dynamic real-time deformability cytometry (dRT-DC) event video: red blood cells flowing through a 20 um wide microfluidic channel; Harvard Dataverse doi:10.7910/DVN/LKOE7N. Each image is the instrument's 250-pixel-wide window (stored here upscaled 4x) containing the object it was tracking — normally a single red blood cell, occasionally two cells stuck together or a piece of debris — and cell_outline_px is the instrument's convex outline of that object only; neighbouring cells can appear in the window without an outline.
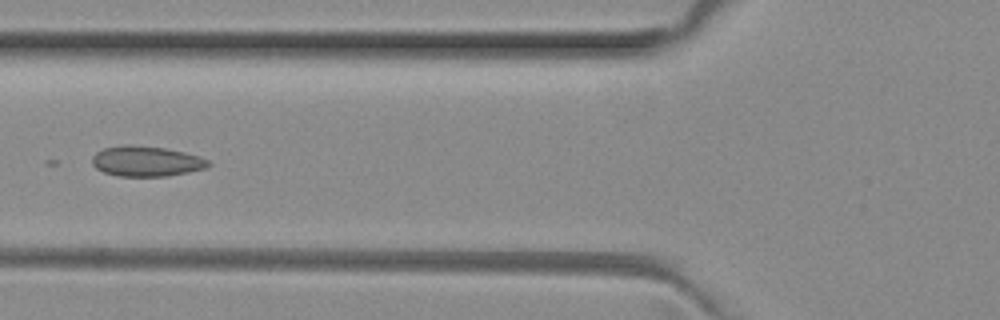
{"species": "common noctule bat (a hibernating species)", "species_latin": "Nyctalus noctula", "temperature_condition": "room temperature", "stored_images_in_passage": 7, "camera_frame_rate_fps": 3000, "um_per_image_px": 0.085, "animal": {"sex": "female", "body_mass_g": 29.2, "forearm_length_mm": 56.3}, "frame": {"image": 1, "passage_image": 5, "time_ms": 1.333, "image_size_px": [1000, 320], "cell_outline_px": [[212, 164], [208, 168], [188, 172], [164, 176], [116, 176], [104, 172], [96, 168], [92, 164], [92, 156], [96, 152], [104, 148], [124, 144], [128, 144], [164, 148], [184, 152], [200, 156], [208, 160]], "centroid_in_image_um": [12.44, 13.7], "position_along_channel_um": 113.4, "area_um2": 20.63}}
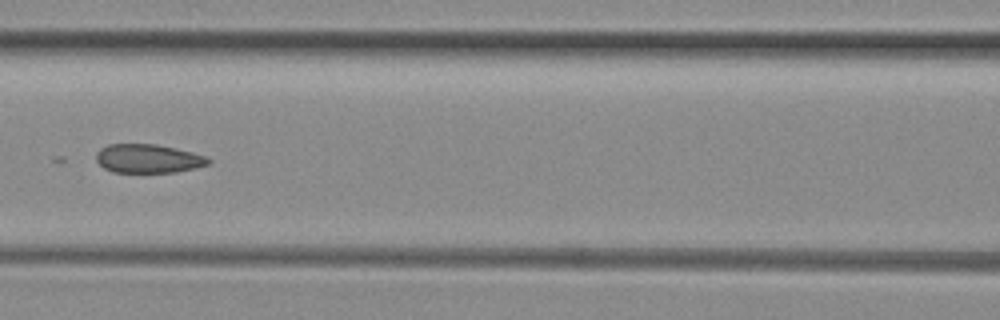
{"frame": {"image": 2, "passage_image": 6, "time_ms": 1.667, "image_size_px": [1000, 320], "cell_outline_px": [[212, 160], [208, 164], [196, 168], [176, 172], [112, 172], [104, 168], [96, 160], [96, 152], [100, 148], [108, 144], [156, 144], [176, 148], [192, 152], [204, 156]], "centroid_in_image_um": [12.58, 13.48], "position_along_channel_um": 154.0, "area_um2": 18.84}}
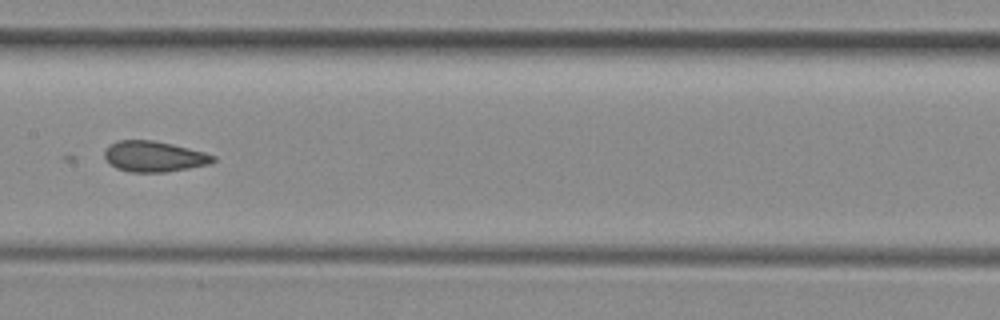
{"frame": {"image": 3, "passage_image": 7, "time_ms": 2.0, "image_size_px": [1000, 320], "cell_outline_px": [[216, 160], [208, 164], [188, 168], [164, 172], [128, 172], [116, 168], [104, 156], [104, 152], [116, 140], [152, 140], [172, 144], [204, 152], [216, 156]], "centroid_in_image_um": [13.1, 13.3], "position_along_channel_um": 194.3, "area_um2": 19.19}}